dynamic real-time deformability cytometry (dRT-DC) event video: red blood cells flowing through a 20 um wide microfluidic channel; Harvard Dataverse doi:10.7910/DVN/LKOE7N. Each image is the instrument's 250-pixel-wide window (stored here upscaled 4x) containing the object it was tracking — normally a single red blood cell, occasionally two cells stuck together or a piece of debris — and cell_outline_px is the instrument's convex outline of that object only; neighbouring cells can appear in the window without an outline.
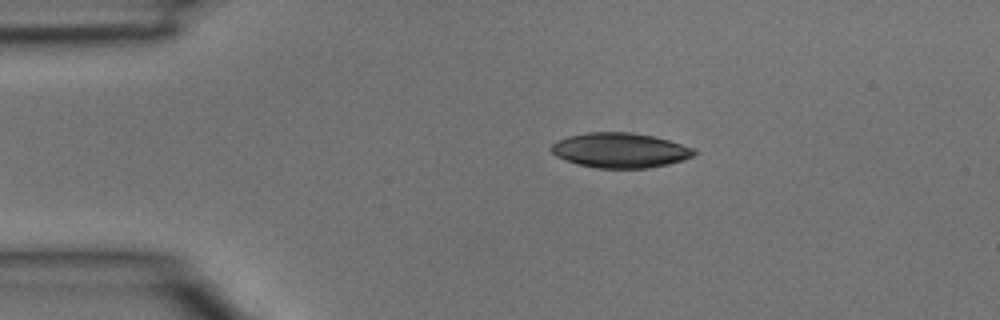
{"species": "common noctule bat (a hibernating species)", "species_latin": "Nyctalus noctula", "temperature_condition": "room temperature", "stored_images_in_passage": 2, "camera_frame_rate_fps": 3000, "um_per_image_px": 0.085, "animal": {"sex": "male", "body_mass_g": 15.6}, "frame": {"image": 1, "passage_image": 1, "time_ms": 0.0, "image_size_px": [1000, 320], "cell_outline_px": [[696, 152], [692, 156], [684, 160], [668, 164], [648, 168], [596, 168], [580, 164], [556, 156], [548, 148], [556, 140], [568, 136], [588, 132], [632, 132], [656, 136], [692, 148]], "centroid_in_image_um": [52.69, 12.76], "position_along_channel_um": 32.3, "area_um2": 29.02}}